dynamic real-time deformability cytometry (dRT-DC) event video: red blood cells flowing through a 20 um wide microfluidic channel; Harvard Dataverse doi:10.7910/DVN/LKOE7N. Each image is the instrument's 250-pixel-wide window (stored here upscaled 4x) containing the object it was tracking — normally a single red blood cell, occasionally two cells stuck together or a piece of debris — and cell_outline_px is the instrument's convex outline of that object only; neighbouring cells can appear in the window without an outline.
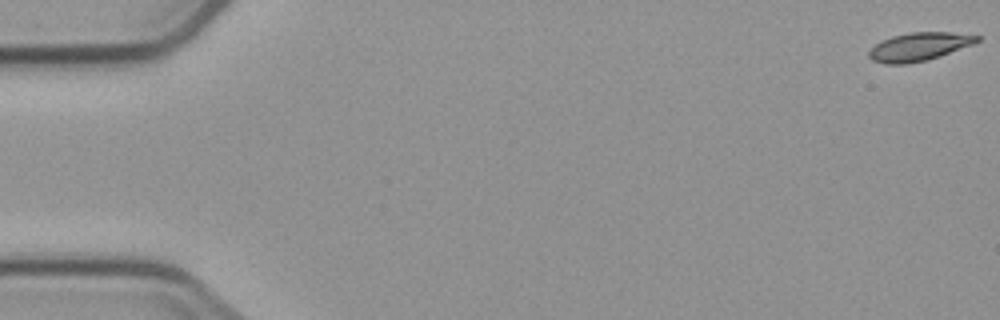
{"species": "common noctule bat (a hibernating species)", "species_latin": "Nyctalus noctula", "temperature_condition": "cold", "stored_images_in_passage": 5, "camera_frame_rate_fps": 3000, "um_per_image_px": 0.085, "animal": {"sex": "male", "body_mass_g": 23.1, "forearm_length_mm": 52.7}, "frame": {"image": 1, "passage_image": 1, "time_ms": 0.0, "image_size_px": [1000, 320], "cell_outline_px": [[980, 40], [972, 44], [924, 60], [904, 64], [884, 64], [872, 60], [868, 56], [868, 52], [880, 40], [892, 36], [908, 32], [952, 32], [980, 36]], "centroid_in_image_um": [78.06, 3.95], "position_along_channel_um": 6.9, "area_um2": 17.46}}
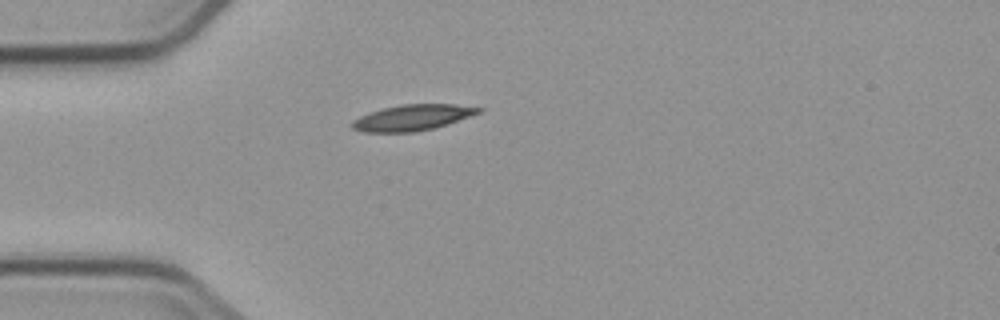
{"frame": {"image": 2, "passage_image": 5, "time_ms": 5.0, "image_size_px": [1000, 320], "cell_outline_px": [[484, 108], [480, 112], [448, 124], [416, 132], [364, 132], [352, 128], [352, 120], [368, 112], [380, 108], [404, 104], [456, 104]], "centroid_in_image_um": [35.03, 9.99], "position_along_channel_um": 50.0, "area_um2": 19.07}}